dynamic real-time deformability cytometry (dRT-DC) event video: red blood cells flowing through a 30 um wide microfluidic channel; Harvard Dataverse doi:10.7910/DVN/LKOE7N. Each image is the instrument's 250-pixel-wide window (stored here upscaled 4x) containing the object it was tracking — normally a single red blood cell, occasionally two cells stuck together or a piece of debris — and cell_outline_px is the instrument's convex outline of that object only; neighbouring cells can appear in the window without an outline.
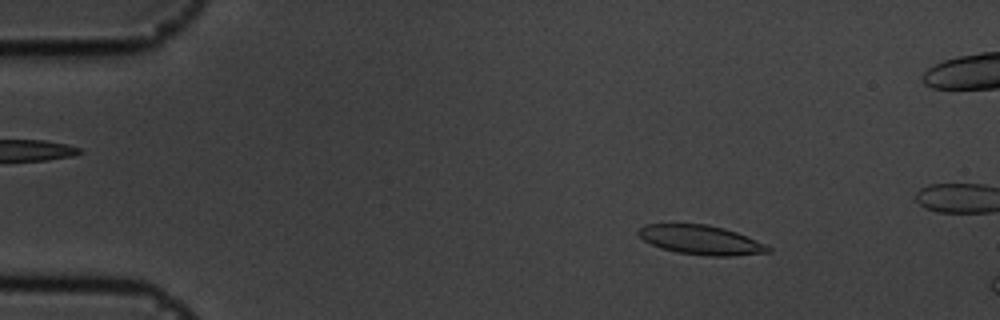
{"species": "common noctule bat (a hibernating species)", "species_latin": "Nyctalus noctula", "temperature_condition": "cold", "stored_images_in_passage": 10, "camera_frame_rate_fps": 3000, "um_per_image_px": 0.085, "animal": {"sex": "male", "body_mass_g": 19.5, "forearm_length_mm": 54.6}, "frame": {"image": 1, "passage_image": 4, "time_ms": 1.0, "image_size_px": [1000, 320], "cell_outline_px": [[772, 252], [732, 256], [712, 256], [676, 252], [660, 248], [644, 240], [636, 232], [636, 228], [644, 224], [708, 224], [724, 228], [736, 232], [764, 244], [772, 248]], "centroid_in_image_um": [59.54, 20.39], "position_along_channel_um": 25.5, "area_um2": 22.14}}